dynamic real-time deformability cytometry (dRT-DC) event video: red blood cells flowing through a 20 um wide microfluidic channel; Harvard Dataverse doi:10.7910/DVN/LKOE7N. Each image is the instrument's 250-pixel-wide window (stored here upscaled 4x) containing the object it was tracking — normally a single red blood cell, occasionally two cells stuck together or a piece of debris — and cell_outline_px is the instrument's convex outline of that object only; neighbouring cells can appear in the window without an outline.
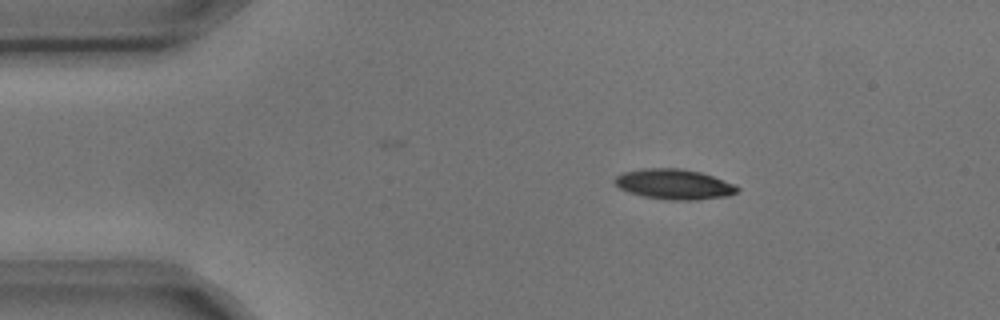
{"species": "common noctule bat (a hibernating species)", "species_latin": "Nyctalus noctula", "temperature_condition": "cold", "stored_images_in_passage": 2, "camera_frame_rate_fps": 3000, "um_per_image_px": 0.085, "animal": {"sex": "male", "body_mass_g": 17.9, "forearm_length_mm": 54.2}, "frame": {"image": 1, "passage_image": 1, "time_ms": 0.0, "image_size_px": [1000, 320], "cell_outline_px": [[740, 188], [736, 192], [728, 196], [696, 200], [668, 200], [644, 196], [628, 192], [620, 188], [612, 180], [616, 176], [624, 172], [644, 168], [680, 168], [700, 172], [736, 184]], "centroid_in_image_um": [57.31, 15.66], "position_along_channel_um": 27.7, "area_um2": 21.62}}